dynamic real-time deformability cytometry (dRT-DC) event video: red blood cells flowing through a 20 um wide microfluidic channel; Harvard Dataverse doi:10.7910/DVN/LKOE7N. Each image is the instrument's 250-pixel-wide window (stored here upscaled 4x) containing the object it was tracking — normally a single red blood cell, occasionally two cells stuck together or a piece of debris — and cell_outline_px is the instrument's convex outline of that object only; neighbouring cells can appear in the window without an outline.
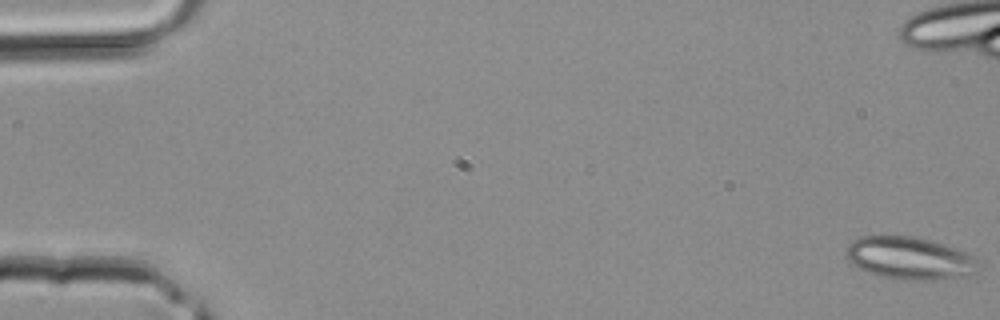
{"species": "common noctule bat (a hibernating species)", "species_latin": "Nyctalus noctula", "temperature_condition": "room temperature", "stored_images_in_passage": 41, "camera_frame_rate_fps": 3000, "um_per_image_px": 0.085, "animal": {"sex": "male", "body_mass_g": 20.4}, "frame": {"image": 1, "passage_image": 1, "time_ms": 0.0, "image_size_px": [1000, 320], "cell_outline_px": [[976, 272], [936, 280], [904, 280], [884, 276], [868, 272], [852, 264], [848, 256], [848, 244], [852, 240], [860, 236], [912, 236], [932, 240], [956, 248], [972, 256], [976, 260]], "centroid_in_image_um": [77.29, 21.93], "position_along_channel_um": 7.7, "area_um2": 32.14}}